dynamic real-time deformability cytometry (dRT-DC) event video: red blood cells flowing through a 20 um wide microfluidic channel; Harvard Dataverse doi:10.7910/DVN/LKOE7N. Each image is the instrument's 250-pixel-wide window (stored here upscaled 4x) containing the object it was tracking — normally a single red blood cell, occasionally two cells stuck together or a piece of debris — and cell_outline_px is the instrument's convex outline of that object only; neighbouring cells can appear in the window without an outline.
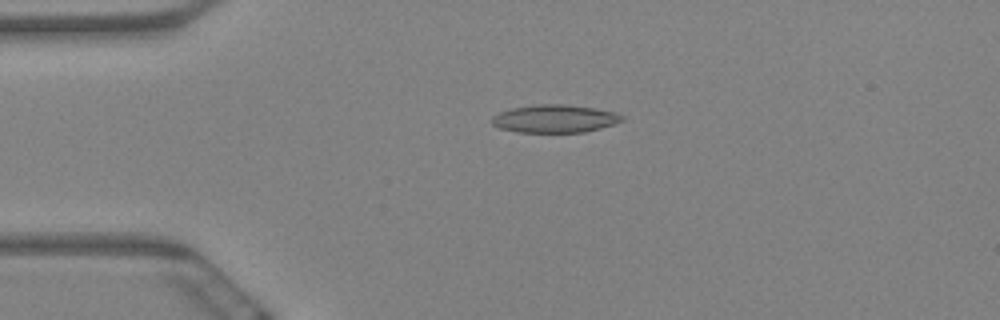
{"species": "Egyptian fruit bat (a non-hibernating species)", "species_latin": "Rousettus aegyptiacus", "temperature_condition": "warm", "stored_images_in_passage": 5, "camera_frame_rate_fps": 3000, "um_per_image_px": 0.085, "animal": {"sex": "female"}, "frame": {"image": 1, "passage_image": 4, "time_ms": 1.0, "image_size_px": [1000, 320], "cell_outline_px": [[624, 120], [600, 128], [584, 132], [516, 132], [500, 128], [492, 124], [492, 116], [500, 112], [512, 108], [536, 104], [568, 104], [596, 108], [616, 112], [624, 116]], "centroid_in_image_um": [47.17, 10.08], "position_along_channel_um": 37.8, "area_um2": 21.21}}